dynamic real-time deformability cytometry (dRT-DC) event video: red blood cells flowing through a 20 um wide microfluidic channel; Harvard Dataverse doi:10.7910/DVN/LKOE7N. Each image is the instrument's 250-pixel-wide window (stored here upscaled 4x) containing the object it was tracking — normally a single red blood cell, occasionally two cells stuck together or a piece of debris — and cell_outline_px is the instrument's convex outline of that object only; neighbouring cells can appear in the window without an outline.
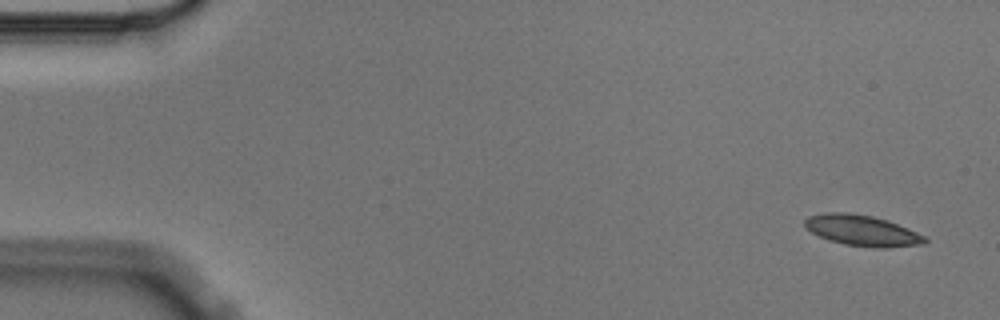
{"species": "Egyptian fruit bat (a non-hibernating species)", "species_latin": "Rousettus aegyptiacus", "temperature_condition": "cold", "stored_images_in_passage": 5, "segment_of_instrument_passage": [1, 2], "camera_frame_rate_fps": 3000, "um_per_image_px": 0.085, "animal": {"sex": "male"}, "frame": {"image": 1, "passage_image": 1, "time_ms": 0.0, "image_size_px": [1000, 320], "cell_outline_px": [[928, 240], [924, 244], [884, 248], [876, 248], [844, 244], [828, 240], [804, 228], [804, 220], [808, 216], [828, 212], [844, 212], [872, 216], [888, 220], [928, 236]], "centroid_in_image_um": [73.31, 19.6], "position_along_channel_um": 11.7, "area_um2": 21.73}}
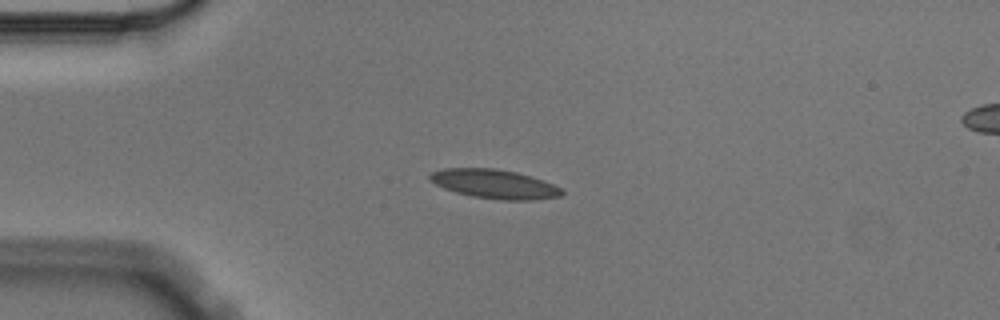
{"frame": {"image": 2, "passage_image": 4, "time_ms": 1.0, "image_size_px": [1000, 320], "cell_outline_px": [[564, 192], [560, 196], [532, 200], [500, 200], [472, 196], [456, 192], [444, 188], [428, 180], [428, 176], [432, 172], [444, 168], [496, 168], [516, 172], [552, 184], [560, 188]], "centroid_in_image_um": [41.98, 15.64], "position_along_channel_um": 43.0, "area_um2": 22.14}}